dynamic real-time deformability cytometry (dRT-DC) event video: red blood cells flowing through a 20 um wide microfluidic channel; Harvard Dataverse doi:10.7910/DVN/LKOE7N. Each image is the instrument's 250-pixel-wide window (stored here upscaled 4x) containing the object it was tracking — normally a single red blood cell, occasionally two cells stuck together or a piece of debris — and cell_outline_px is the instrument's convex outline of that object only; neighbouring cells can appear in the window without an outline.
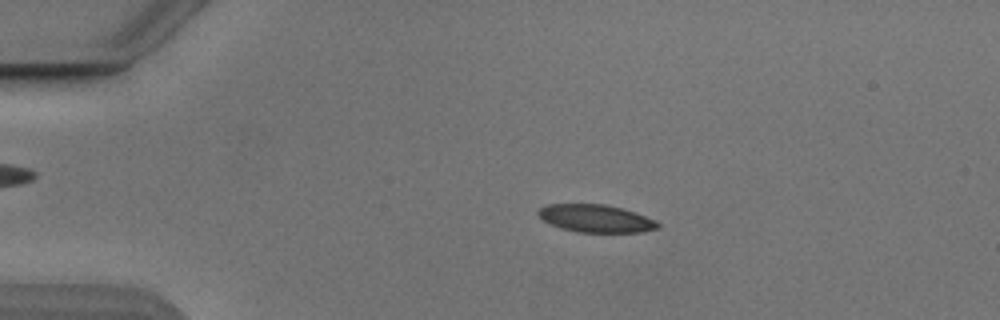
{"species": "Egyptian fruit bat (a non-hibernating species)", "species_latin": "Rousettus aegyptiacus", "temperature_condition": "cold", "stored_images_in_passage": 53, "camera_frame_rate_fps": 3000, "um_per_image_px": 0.085, "animal": {"sex": "male"}, "frame": {"image": 1, "passage_image": 11, "time_ms": 3.333, "image_size_px": [1000, 320], "cell_outline_px": [[660, 224], [656, 228], [640, 232], [576, 232], [560, 228], [544, 220], [536, 212], [540, 208], [548, 204], [604, 204], [620, 208], [656, 220]], "centroid_in_image_um": [50.61, 18.57], "position_along_channel_um": 34.4, "area_um2": 18.96}}
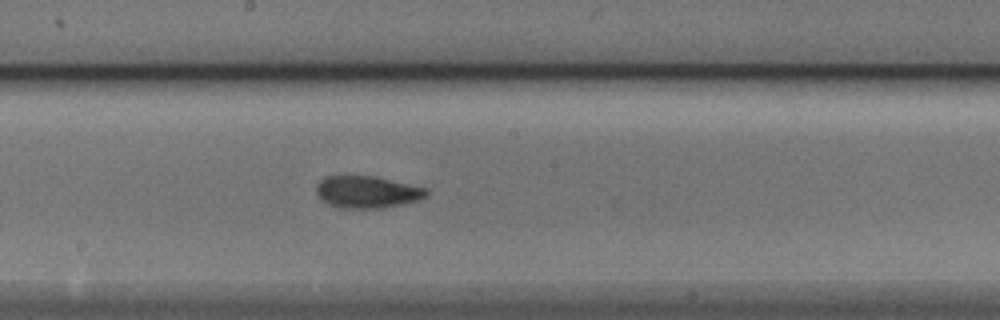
{"frame": {"image": 2, "passage_image": 29, "time_ms": 9.333, "image_size_px": [1000, 320], "cell_outline_px": [[428, 196], [420, 200], [384, 208], [340, 208], [328, 204], [316, 192], [316, 184], [324, 176], [372, 176], [428, 188]], "centroid_in_image_um": [31.23, 16.32], "position_along_channel_um": 217.0, "area_um2": 20.58}}
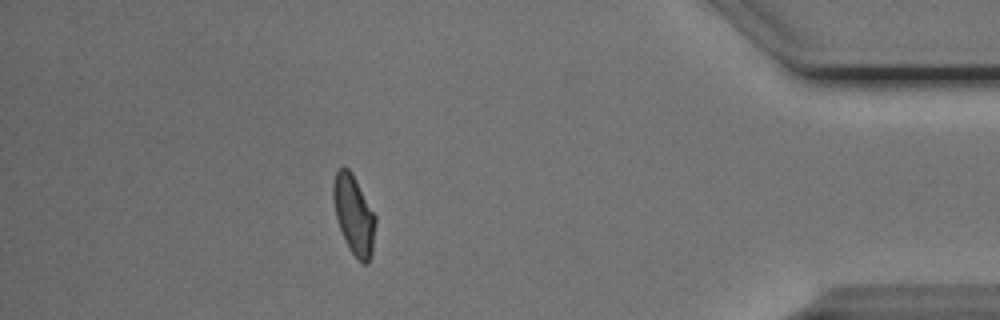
{"frame": {"image": 3, "passage_image": 47, "time_ms": 15.333, "image_size_px": [1000, 320], "cell_outline_px": [[376, 220], [372, 252], [368, 264], [364, 264], [352, 252], [336, 220], [332, 196], [332, 184], [336, 172], [344, 164], [352, 172], [376, 216]], "centroid_in_image_um": [30.07, 18.19], "position_along_channel_um": 405.1, "area_um2": 19.36}, "authors_computed_cell_mechanics": {"area_um2": 19.8254, "velocity_mm_per_s": 3.8649, "shape_relaxation_time_tau1_ms": 3.3685, "shape_relaxation_time_tau2_ms": 1.7296, "deformation_change_tau1": 0.1118, "deformation_change_tau2": 0.0596}}